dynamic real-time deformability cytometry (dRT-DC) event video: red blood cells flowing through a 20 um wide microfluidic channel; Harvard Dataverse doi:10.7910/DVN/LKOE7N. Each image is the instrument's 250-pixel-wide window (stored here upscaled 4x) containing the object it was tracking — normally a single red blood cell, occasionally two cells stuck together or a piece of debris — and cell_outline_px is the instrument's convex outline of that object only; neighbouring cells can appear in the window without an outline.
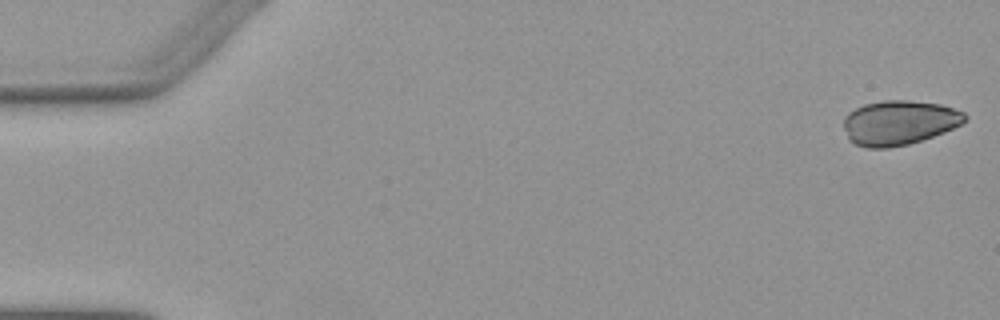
{"species": "Egyptian fruit bat (a non-hibernating species)", "species_latin": "Rousettus aegyptiacus", "temperature_condition": "warm", "stored_images_in_passage": 52, "camera_frame_rate_fps": 3000, "um_per_image_px": 0.085, "animal": {"sex": "female"}, "frame": {"image": 1, "passage_image": 1, "time_ms": 0.0, "image_size_px": [1000, 320], "cell_outline_px": [[968, 116], [960, 124], [944, 132], [908, 144], [888, 148], [868, 148], [856, 144], [848, 140], [844, 128], [844, 116], [848, 112], [864, 104], [884, 100], [908, 100], [940, 104], [964, 112]], "centroid_in_image_um": [76.39, 10.42], "position_along_channel_um": 8.6, "area_um2": 31.39}}
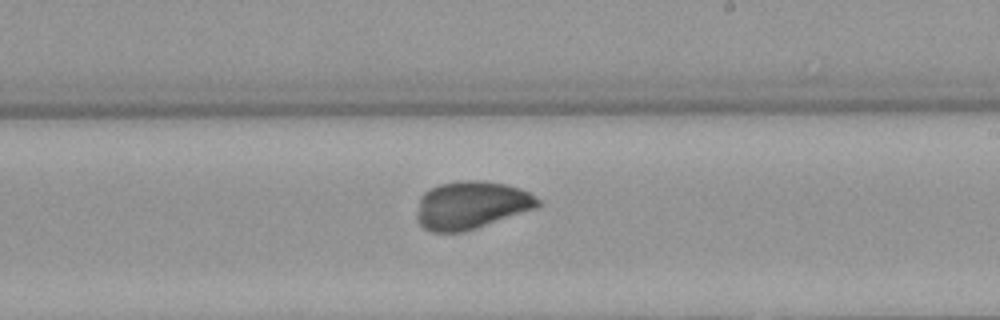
{"frame": {"image": 2, "passage_image": 31, "time_ms": 10.0, "image_size_px": [1000, 320], "cell_outline_px": [[544, 204], [536, 208], [464, 232], [432, 232], [424, 228], [416, 220], [416, 212], [420, 196], [424, 192], [440, 184], [460, 180], [480, 180], [504, 184], [520, 188], [528, 192], [540, 200]], "centroid_in_image_um": [40.04, 17.44], "position_along_channel_um": 249.0, "area_um2": 33.81}}
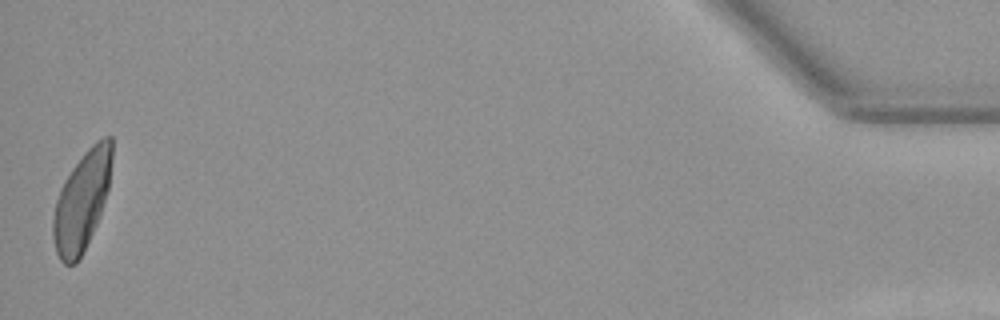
{"frame": {"image": 3, "passage_image": 52, "time_ms": 17.0, "image_size_px": [1000, 320], "cell_outline_px": [[112, 160], [108, 188], [100, 216], [76, 264], [64, 264], [60, 260], [56, 252], [52, 236], [52, 220], [56, 200], [60, 188], [64, 180], [72, 168], [84, 152], [96, 140], [104, 136], [112, 136]], "centroid_in_image_um": [6.94, 17.06], "position_along_channel_um": 428.3, "area_um2": 33.81}}